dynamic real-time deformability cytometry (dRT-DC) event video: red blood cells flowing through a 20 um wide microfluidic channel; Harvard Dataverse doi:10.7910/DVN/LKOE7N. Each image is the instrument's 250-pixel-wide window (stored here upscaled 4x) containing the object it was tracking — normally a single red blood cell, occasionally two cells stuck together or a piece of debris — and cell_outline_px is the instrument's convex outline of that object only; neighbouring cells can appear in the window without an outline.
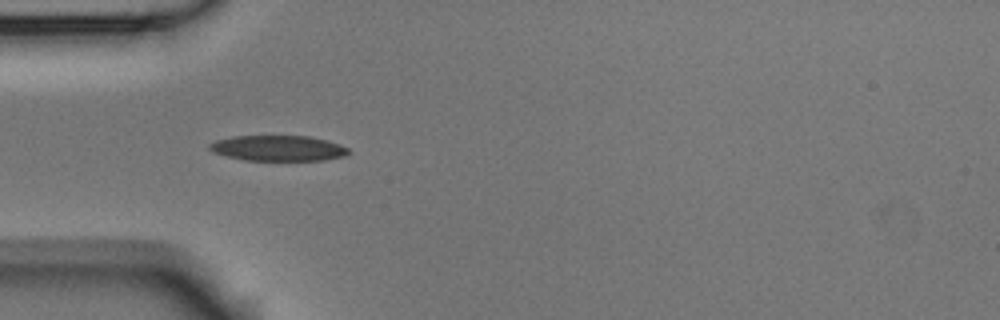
{"species": "Egyptian fruit bat (a non-hibernating species)", "species_latin": "Rousettus aegyptiacus", "temperature_condition": "room temperature", "stored_images_in_passage": 2, "camera_frame_rate_fps": 3000, "um_per_image_px": 0.085, "animal": {"sex": "male"}, "frame": {"image": 1, "passage_image": 1, "time_ms": 0.0, "image_size_px": [1000, 320], "cell_outline_px": [[352, 152], [344, 156], [324, 160], [244, 160], [212, 152], [208, 148], [208, 144], [216, 140], [232, 136], [308, 136], [340, 144], [348, 148]], "centroid_in_image_um": [23.63, 12.59], "position_along_channel_um": 61.4, "area_um2": 20.63}}
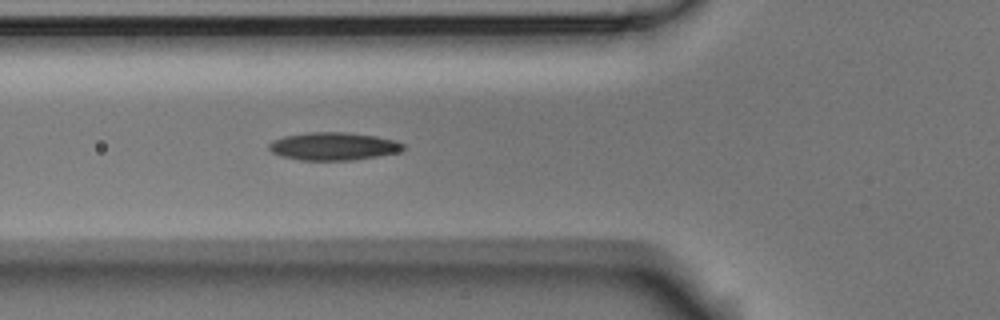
{"frame": {"image": 2, "passage_image": 2, "time_ms": 0.333, "image_size_px": [1000, 320], "cell_outline_px": [[404, 148], [400, 152], [352, 160], [300, 160], [280, 156], [272, 152], [268, 148], [268, 144], [272, 140], [284, 136], [308, 132], [344, 132], [376, 136], [396, 140], [404, 144]], "centroid_in_image_um": [28.32, 12.43], "position_along_channel_um": 97.5, "area_um2": 21.85}}